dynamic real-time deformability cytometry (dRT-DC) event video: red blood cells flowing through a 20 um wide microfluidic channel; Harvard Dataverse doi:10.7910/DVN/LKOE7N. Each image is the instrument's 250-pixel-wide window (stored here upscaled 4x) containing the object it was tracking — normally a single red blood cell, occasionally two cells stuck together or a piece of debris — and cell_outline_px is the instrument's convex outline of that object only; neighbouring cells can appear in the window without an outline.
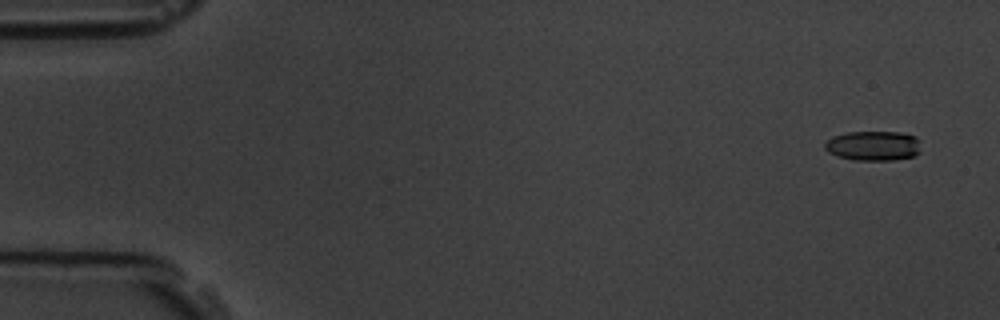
{"species": "common noctule bat (a hibernating species)", "species_latin": "Nyctalus noctula", "temperature_condition": "room temperature", "stored_images_in_passage": 59, "camera_frame_rate_fps": 3000, "um_per_image_px": 0.085, "animal": {"sex": "male", "body_mass_g": 19.5, "forearm_length_mm": 54.6}, "frame": {"image": 1, "passage_image": 4, "time_ms": 1.0, "image_size_px": [1000, 320], "cell_outline_px": [[920, 152], [916, 156], [892, 160], [852, 160], [836, 156], [828, 152], [824, 148], [824, 144], [832, 136], [848, 132], [900, 132], [916, 136], [920, 140]], "centroid_in_image_um": [74.25, 12.39], "position_along_channel_um": 10.8, "area_um2": 16.94}}
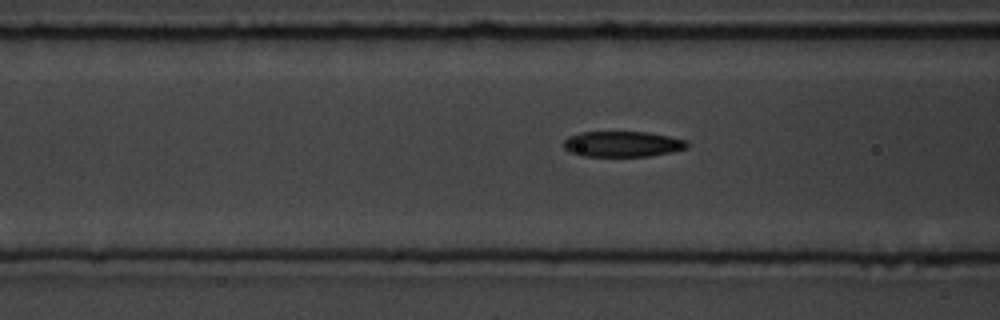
{"frame": {"image": 2, "passage_image": 24, "time_ms": 7.667, "image_size_px": [1000, 320], "cell_outline_px": [[688, 144], [684, 148], [672, 152], [648, 156], [584, 156], [572, 152], [564, 148], [564, 140], [568, 136], [580, 132], [648, 132], [688, 140]], "centroid_in_image_um": [52.91, 12.23], "position_along_channel_um": 113.7, "area_um2": 18.32}}
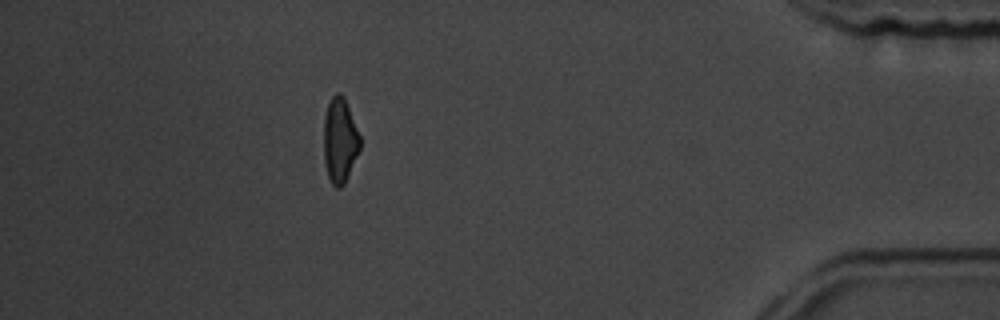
{"frame": {"image": 3, "passage_image": 53, "time_ms": 17.333, "image_size_px": [1000, 320], "cell_outline_px": [[360, 148], [344, 184], [340, 188], [336, 188], [332, 184], [328, 176], [324, 160], [324, 116], [328, 104], [332, 96], [336, 92], [340, 92], [344, 96], [360, 136]], "centroid_in_image_um": [28.88, 11.91], "position_along_channel_um": 406.3, "area_um2": 17.86}, "authors_computed_cell_mechanics": {"area_um2": 18.207, "velocity_mm_per_s": 3.5444, "shape_relaxation_time_tau1_ms": 4.4869, "shape_relaxation_time_tau2_ms": 3.3156, "deformation_change_tau1": 0.1598, "deformation_change_tau2": 0.1107}}